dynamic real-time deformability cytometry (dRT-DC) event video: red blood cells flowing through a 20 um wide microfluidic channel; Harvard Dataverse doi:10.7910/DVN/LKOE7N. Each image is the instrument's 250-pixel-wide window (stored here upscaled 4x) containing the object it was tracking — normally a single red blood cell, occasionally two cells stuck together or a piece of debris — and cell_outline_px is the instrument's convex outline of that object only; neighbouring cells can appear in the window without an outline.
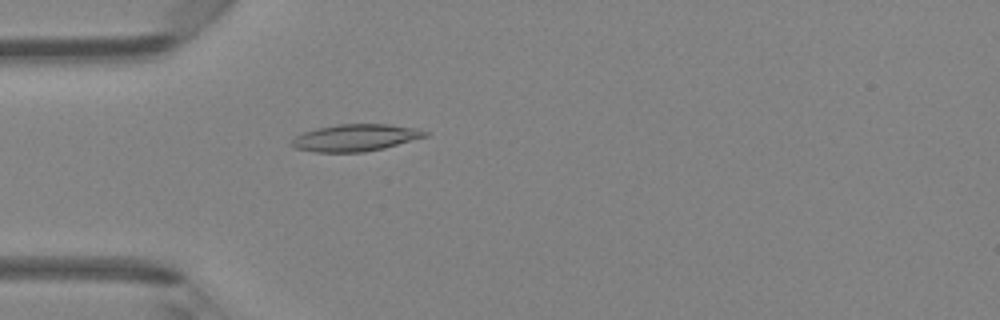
{"species": "Egyptian fruit bat (a non-hibernating species)", "species_latin": "Rousettus aegyptiacus", "temperature_condition": "room temperature", "stored_images_in_passage": 47, "camera_frame_rate_fps": 3000, "um_per_image_px": 0.085, "animal": {"sex": "female"}, "frame": {"image": 1, "passage_image": 14, "time_ms": 4.333, "image_size_px": [1000, 320], "cell_outline_px": [[432, 132], [428, 136], [384, 148], [364, 152], [316, 152], [296, 148], [288, 144], [296, 136], [304, 132], [316, 128], [336, 124], [388, 124], [416, 128]], "centroid_in_image_um": [30.24, 11.7], "position_along_channel_um": 54.8, "area_um2": 21.1}}
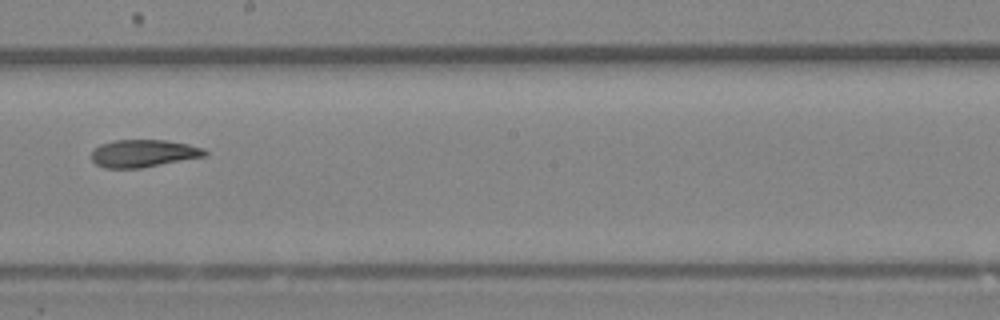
{"frame": {"image": 2, "passage_image": 27, "time_ms": 8.667, "image_size_px": [1000, 320], "cell_outline_px": [[208, 156], [140, 168], [104, 168], [96, 164], [92, 160], [92, 152], [100, 144], [116, 140], [164, 140], [188, 144], [204, 148], [208, 152]], "centroid_in_image_um": [12.23, 13.04], "position_along_channel_um": 236.0, "area_um2": 18.21}}
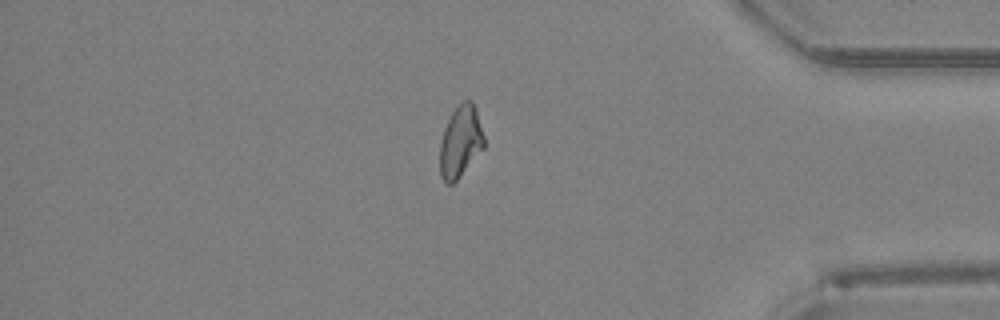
{"frame": {"image": 3, "passage_image": 40, "time_ms": 13.0, "image_size_px": [1000, 320], "cell_outline_px": [[484, 148], [460, 176], [452, 184], [444, 184], [440, 176], [440, 144], [444, 128], [452, 112], [464, 100], [472, 100], [476, 108], [484, 136]], "centroid_in_image_um": [39.14, 12.05], "position_along_channel_um": 396.1, "area_um2": 18.44}, "authors_computed_cell_mechanics": {"area_um2": 19.074, "velocity_mm_per_s": 4.3534, "shape_relaxation_time_tau1_ms": null, "shape_relaxation_time_tau2_ms": 3.1203, "deformation_change_tau1": null, "deformation_change_tau2": 0.0964}}